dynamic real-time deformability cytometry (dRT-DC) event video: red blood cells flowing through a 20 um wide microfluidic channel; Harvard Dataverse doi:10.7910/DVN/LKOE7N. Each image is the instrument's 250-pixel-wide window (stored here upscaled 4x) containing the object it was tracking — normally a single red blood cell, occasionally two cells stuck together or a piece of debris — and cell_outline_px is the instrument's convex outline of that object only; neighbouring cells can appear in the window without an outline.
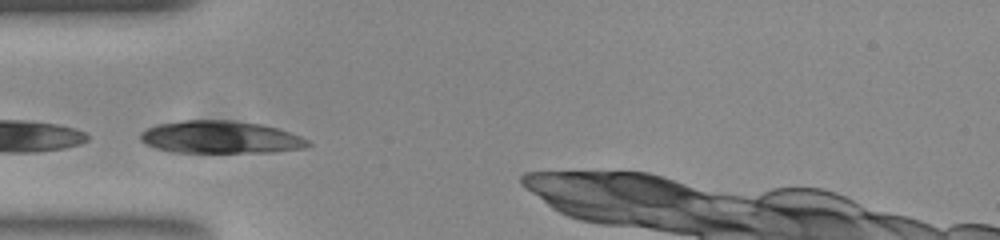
{"species": "common noctule bat (a hibernating species)", "species_latin": "Nyctalus noctula", "temperature_condition": "room temperature", "stored_images_in_passage": 27, "camera_frame_rate_fps": 3000, "um_per_image_px": 0.085, "animal": {"sex": "female", "body_mass_g": 23.0, "forearm_length_mm": 53.4}, "frame": {"image": 1, "passage_image": 1, "time_ms": 0.0, "image_size_px": [1000, 240], "cell_outline_px": [[312, 144], [304, 148], [272, 152], [172, 152], [156, 148], [140, 140], [140, 132], [156, 124], [184, 120], [232, 120], [260, 124], [276, 128], [300, 136], [308, 140]], "centroid_in_image_um": [18.73, 11.66], "position_along_channel_um": 66.3, "area_um2": 31.62}}
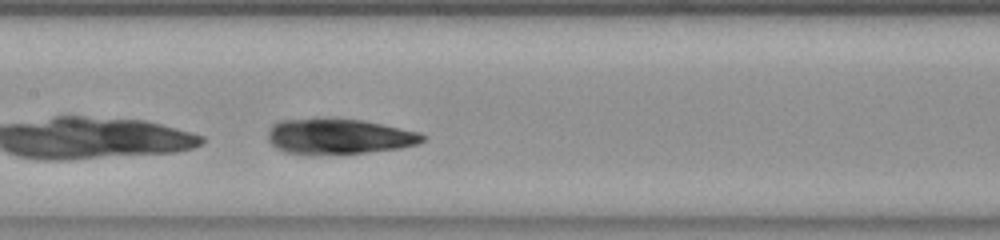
{"frame": {"image": 2, "passage_image": 10, "time_ms": 3.0, "image_size_px": [1000, 240], "cell_outline_px": [[424, 140], [416, 144], [396, 148], [364, 152], [288, 152], [276, 148], [268, 140], [268, 132], [272, 124], [280, 120], [364, 120], [416, 132], [424, 136]], "centroid_in_image_um": [28.79, 11.58], "position_along_channel_um": 178.6, "area_um2": 30.11}}
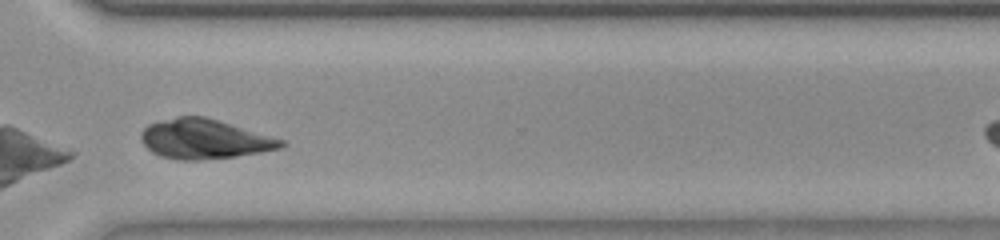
{"frame": {"image": 3, "passage_image": 24, "time_ms": 7.667, "image_size_px": [1000, 240], "cell_outline_px": [[288, 144], [280, 148], [260, 152], [236, 156], [200, 160], [180, 160], [160, 156], [152, 152], [144, 144], [140, 136], [140, 132], [148, 124], [176, 116], [204, 116], [284, 140]], "centroid_in_image_um": [17.35, 11.82], "position_along_channel_um": 353.3, "area_um2": 32.14}}